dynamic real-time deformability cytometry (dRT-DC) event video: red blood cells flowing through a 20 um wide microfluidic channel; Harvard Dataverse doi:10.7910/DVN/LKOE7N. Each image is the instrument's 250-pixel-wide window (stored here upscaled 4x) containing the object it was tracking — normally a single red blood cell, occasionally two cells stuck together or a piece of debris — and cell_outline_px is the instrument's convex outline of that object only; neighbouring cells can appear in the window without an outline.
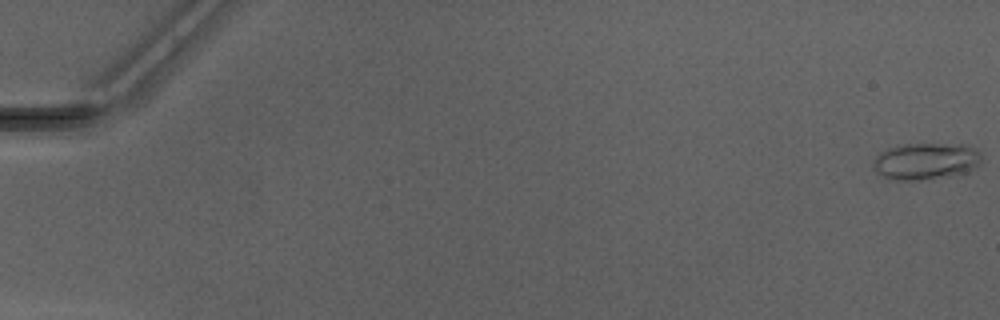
{"species": "Egyptian fruit bat (a non-hibernating species)", "species_latin": "Rousettus aegyptiacus", "temperature_condition": "warm", "stored_images_in_passage": 16, "camera_frame_rate_fps": 3000, "um_per_image_px": 0.085, "animal": {"sex": "male"}, "frame": {"image": 1, "passage_image": 1, "time_ms": 0.0, "image_size_px": [1000, 320], "cell_outline_px": [[980, 160], [968, 172], [948, 176], [920, 180], [896, 180], [884, 176], [872, 164], [876, 156], [880, 152], [896, 144], [964, 144], [980, 152]], "centroid_in_image_um": [78.67, 13.68], "position_along_channel_um": 6.3, "area_um2": 22.89}}